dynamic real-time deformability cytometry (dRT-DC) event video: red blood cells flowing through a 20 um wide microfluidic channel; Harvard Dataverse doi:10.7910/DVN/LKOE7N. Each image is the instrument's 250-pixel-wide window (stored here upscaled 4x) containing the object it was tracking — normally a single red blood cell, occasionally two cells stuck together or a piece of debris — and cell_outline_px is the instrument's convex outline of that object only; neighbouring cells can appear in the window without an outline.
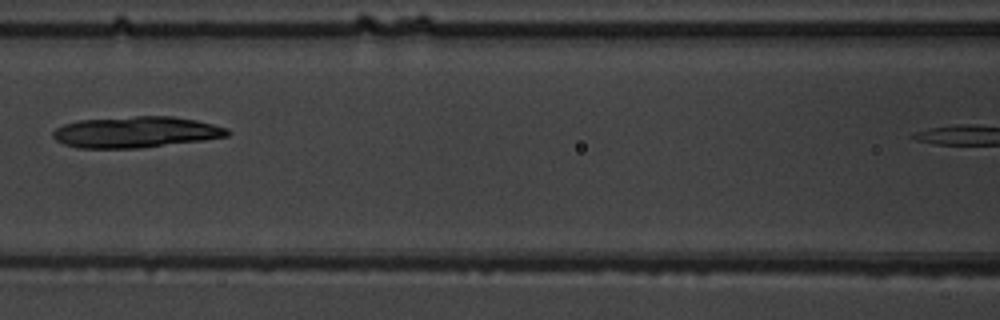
{"species": "common noctule bat (a hibernating species)", "species_latin": "Nyctalus noctula", "temperature_condition": "warm", "stored_images_in_passage": 5, "segment_of_instrument_passage": [1, 2], "camera_frame_rate_fps": 3000, "um_per_image_px": 0.085, "animal": {"sex": "male", "body_mass_g": 19.5, "forearm_length_mm": 54.6}, "frame": {"image": 1, "passage_image": 3, "time_ms": 2.333, "image_size_px": [1000, 320], "cell_outline_px": [[232, 132], [228, 136], [204, 140], [140, 148], [80, 148], [64, 144], [56, 140], [52, 136], [52, 132], [56, 128], [64, 124], [80, 120], [136, 116], [172, 116], [196, 120], [228, 128]], "centroid_in_image_um": [11.56, 11.23], "position_along_channel_um": 155.0, "area_um2": 31.67}}
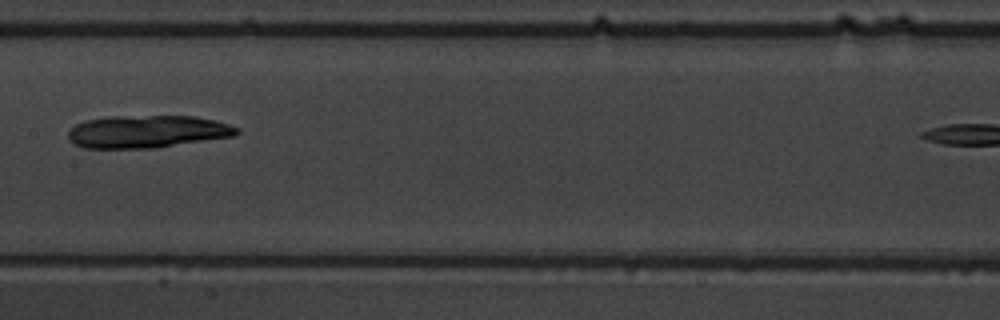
{"frame": {"image": 2, "passage_image": 4, "time_ms": 3.333, "image_size_px": [1000, 320], "cell_outline_px": [[240, 132], [236, 136], [152, 148], [84, 148], [72, 144], [68, 140], [68, 132], [76, 124], [88, 120], [108, 116], [196, 116], [216, 120], [240, 128]], "centroid_in_image_um": [12.53, 11.18], "position_along_channel_um": 194.9, "area_um2": 32.19}}